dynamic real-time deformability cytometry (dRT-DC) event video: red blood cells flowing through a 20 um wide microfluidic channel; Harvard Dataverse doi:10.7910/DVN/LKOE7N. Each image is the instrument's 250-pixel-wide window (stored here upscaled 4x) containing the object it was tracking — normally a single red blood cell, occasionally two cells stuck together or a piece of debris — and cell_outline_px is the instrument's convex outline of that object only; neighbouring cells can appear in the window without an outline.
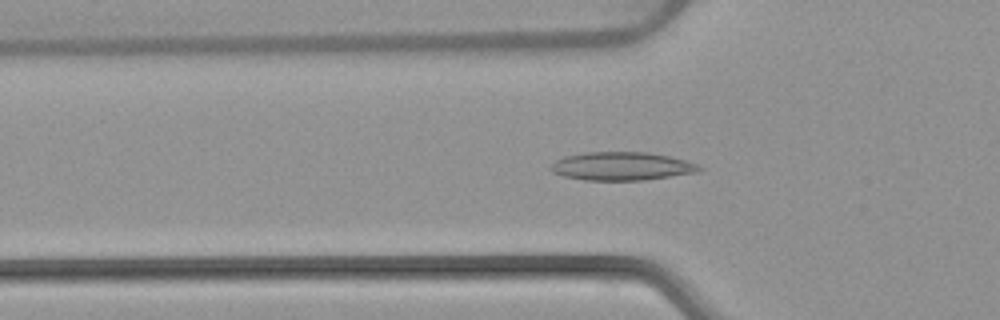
{"species": "common noctule bat (a hibernating species)", "species_latin": "Nyctalus noctula", "temperature_condition": "warm", "stored_images_in_passage": 52, "camera_frame_rate_fps": 3000, "um_per_image_px": 0.085, "animal": {"sex": "female", "body_mass_g": 22.7, "forearm_length_mm": 54.2}, "frame": {"image": 1, "passage_image": 16, "time_ms": 5.0, "image_size_px": [1000, 320], "cell_outline_px": [[704, 168], [696, 172], [644, 180], [584, 180], [564, 176], [552, 172], [548, 168], [556, 160], [564, 156], [584, 152], [648, 152], [668, 156], [700, 164]], "centroid_in_image_um": [52.83, 14.12], "position_along_channel_um": 73.0, "area_um2": 24.51}}
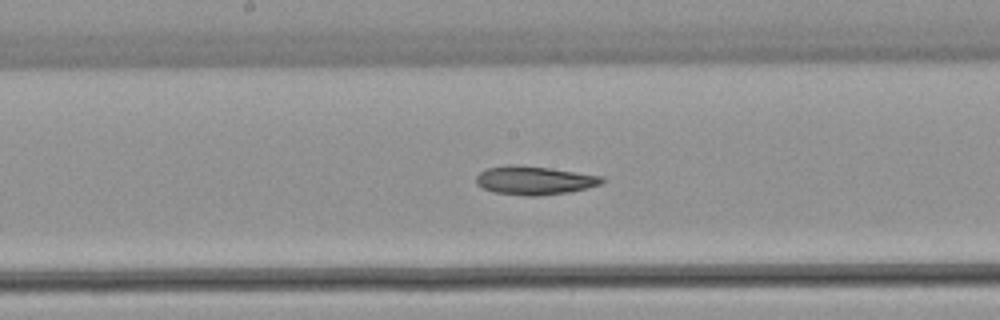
{"frame": {"image": 2, "passage_image": 26, "time_ms": 8.333, "image_size_px": [1000, 320], "cell_outline_px": [[604, 180], [600, 184], [588, 188], [568, 192], [540, 196], [524, 196], [492, 192], [476, 184], [476, 176], [480, 172], [488, 168], [504, 164], [516, 164], [548, 168], [604, 176]], "centroid_in_image_um": [45.39, 15.33], "position_along_channel_um": 202.8, "area_um2": 21.1}}
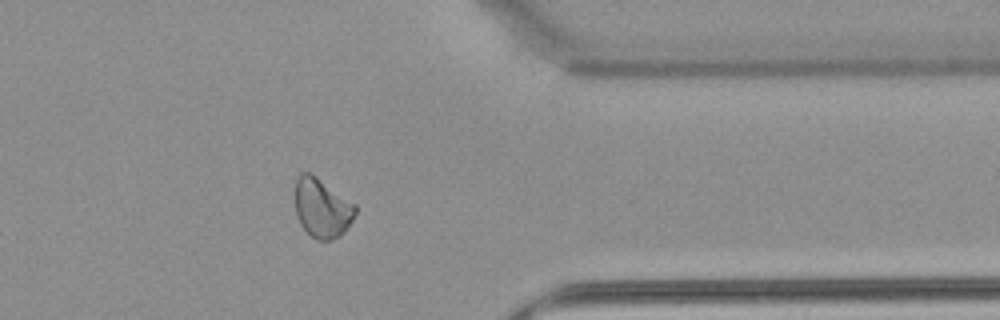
{"frame": {"image": 3, "passage_image": 41, "time_ms": 13.333, "image_size_px": [1000, 320], "cell_outline_px": [[356, 212], [352, 220], [344, 232], [340, 236], [328, 240], [316, 240], [300, 224], [296, 216], [296, 180], [304, 172], [308, 172], [316, 176], [356, 204]], "centroid_in_image_um": [27.39, 17.69], "position_along_channel_um": 384.0, "area_um2": 20.58}}